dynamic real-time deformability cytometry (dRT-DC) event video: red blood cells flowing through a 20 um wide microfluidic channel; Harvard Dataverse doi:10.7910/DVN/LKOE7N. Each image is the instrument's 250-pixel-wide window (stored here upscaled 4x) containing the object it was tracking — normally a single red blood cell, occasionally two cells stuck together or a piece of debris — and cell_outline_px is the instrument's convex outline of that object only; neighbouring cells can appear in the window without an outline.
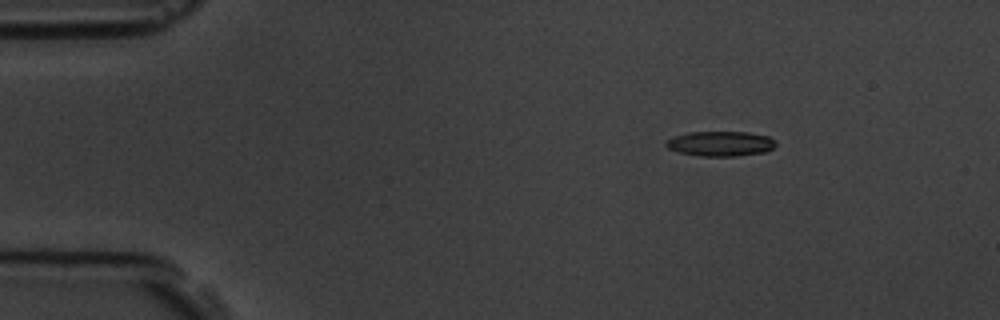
{"species": "common noctule bat (a hibernating species)", "species_latin": "Nyctalus noctula", "temperature_condition": "room temperature", "stored_images_in_passage": 5, "camera_frame_rate_fps": 3000, "um_per_image_px": 0.085, "animal": {"sex": "male", "body_mass_g": 19.5, "forearm_length_mm": 54.6}, "frame": {"image": 1, "passage_image": 3, "time_ms": 2.333, "image_size_px": [1000, 320], "cell_outline_px": [[776, 144], [772, 148], [764, 152], [736, 156], [700, 156], [680, 152], [668, 148], [664, 144], [668, 140], [676, 136], [688, 132], [748, 132], [768, 136]], "centroid_in_image_um": [61.23, 12.21], "position_along_channel_um": 23.8, "area_um2": 15.72}}